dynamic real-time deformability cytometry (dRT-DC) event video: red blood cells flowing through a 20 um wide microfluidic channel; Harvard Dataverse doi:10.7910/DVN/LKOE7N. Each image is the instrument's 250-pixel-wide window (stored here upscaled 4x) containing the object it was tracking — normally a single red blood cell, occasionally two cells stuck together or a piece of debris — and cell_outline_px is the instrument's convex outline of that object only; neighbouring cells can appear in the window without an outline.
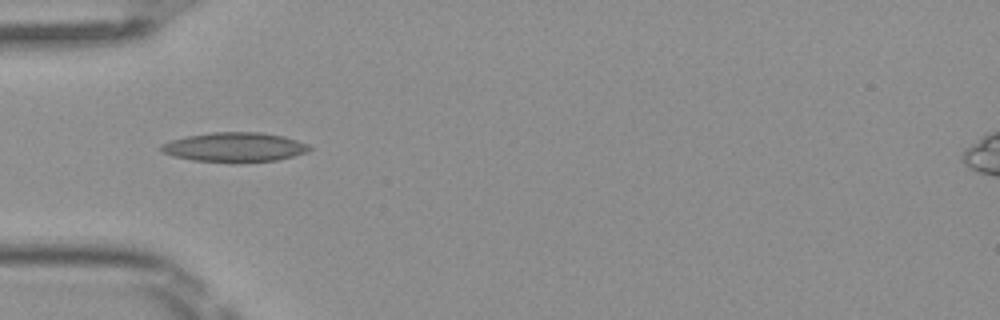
{"species": "Egyptian fruit bat (a non-hibernating species)", "species_latin": "Rousettus aegyptiacus", "temperature_condition": "room temperature", "stored_images_in_passage": 8, "camera_frame_rate_fps": 3000, "um_per_image_px": 0.085, "frame": {"image": 1, "passage_image": 4, "time_ms": 1.0, "image_size_px": [1000, 320], "cell_outline_px": [[312, 148], [308, 152], [276, 160], [192, 160], [172, 156], [160, 152], [160, 144], [172, 140], [188, 136], [212, 132], [260, 132], [284, 136], [308, 144]], "centroid_in_image_um": [19.92, 12.47], "position_along_channel_um": 65.1, "area_um2": 24.68}}
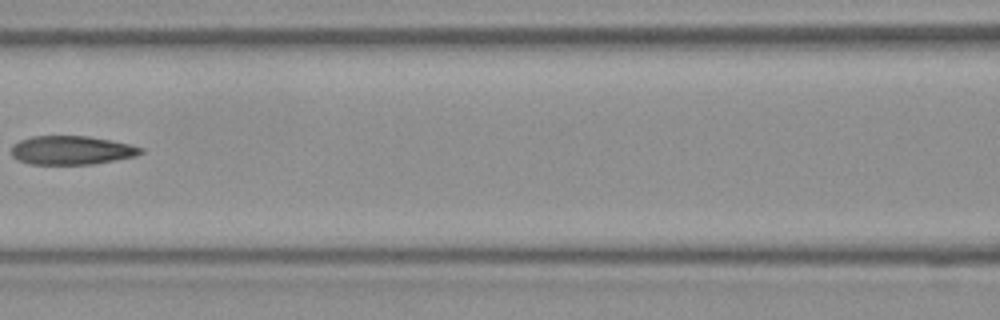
{"frame": {"image": 2, "passage_image": 6, "time_ms": 1.667, "image_size_px": [1000, 320], "cell_outline_px": [[144, 152], [136, 156], [92, 164], [28, 164], [16, 160], [12, 156], [12, 144], [20, 140], [32, 136], [88, 136], [112, 140], [132, 144], [144, 148]], "centroid_in_image_um": [6.09, 12.77], "position_along_channel_um": 160.5, "area_um2": 21.91}}
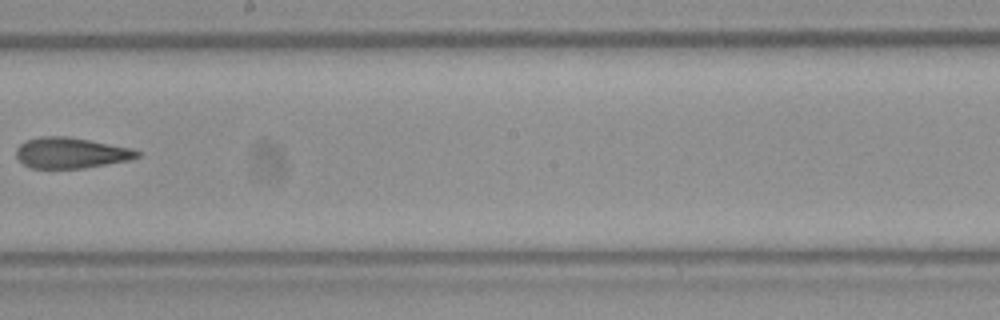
{"frame": {"image": 3, "passage_image": 8, "time_ms": 2.333, "image_size_px": [1000, 320], "cell_outline_px": [[140, 156], [132, 160], [84, 168], [32, 168], [24, 164], [16, 156], [16, 148], [24, 140], [40, 136], [68, 136], [132, 148], [140, 152]], "centroid_in_image_um": [6.04, 12.99], "position_along_channel_um": 242.2, "area_um2": 21.85}}